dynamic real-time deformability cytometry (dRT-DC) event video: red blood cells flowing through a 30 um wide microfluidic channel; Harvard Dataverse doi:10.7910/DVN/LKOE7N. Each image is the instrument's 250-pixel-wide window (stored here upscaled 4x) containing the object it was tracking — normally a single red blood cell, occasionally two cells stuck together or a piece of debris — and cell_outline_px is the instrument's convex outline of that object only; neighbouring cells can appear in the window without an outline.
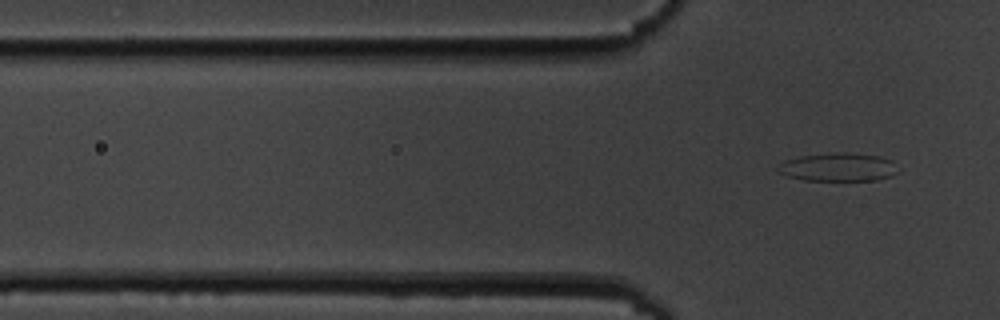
{"species": "common noctule bat (a hibernating species)", "species_latin": "Nyctalus noctula", "temperature_condition": "cold", "stored_images_in_passage": 6, "camera_frame_rate_fps": 3000, "um_per_image_px": 0.085, "animal": {"sex": "male", "body_mass_g": 19.5, "forearm_length_mm": 54.6}, "frame": {"image": 1, "passage_image": 6, "time_ms": 6.667, "image_size_px": [1000, 320], "cell_outline_px": [[896, 172], [892, 176], [876, 180], [804, 180], [784, 176], [776, 172], [776, 168], [784, 160], [800, 156], [832, 152], [844, 152], [880, 156], [892, 160]], "centroid_in_image_um": [71.17, 14.2], "position_along_channel_um": 54.6, "area_um2": 19.94}}